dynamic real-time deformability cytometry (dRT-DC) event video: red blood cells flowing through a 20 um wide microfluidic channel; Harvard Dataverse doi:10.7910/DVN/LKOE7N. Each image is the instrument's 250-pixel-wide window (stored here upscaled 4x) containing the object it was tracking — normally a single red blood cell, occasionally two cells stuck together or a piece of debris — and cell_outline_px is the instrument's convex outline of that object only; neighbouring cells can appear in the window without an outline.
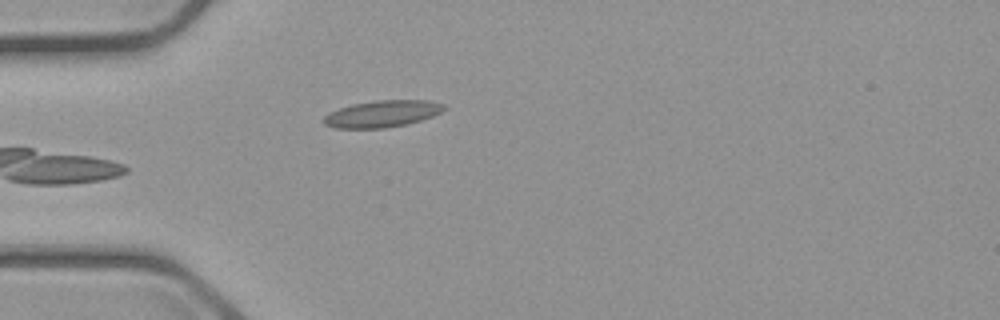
{"species": "common noctule bat (a hibernating species)", "species_latin": "Nyctalus noctula", "temperature_condition": "cold", "stored_images_in_passage": 4, "camera_frame_rate_fps": 3000, "um_per_image_px": 0.085, "animal": {"sex": "male", "body_mass_g": 23.1, "forearm_length_mm": 52.7}, "frame": {"image": 1, "passage_image": 4, "time_ms": 5.0, "image_size_px": [1000, 320], "cell_outline_px": [[448, 108], [432, 116], [408, 124], [384, 128], [336, 128], [324, 124], [324, 116], [328, 112], [352, 104], [376, 100], [428, 100], [444, 104]], "centroid_in_image_um": [32.5, 9.67], "position_along_channel_um": 52.5, "area_um2": 18.79}}